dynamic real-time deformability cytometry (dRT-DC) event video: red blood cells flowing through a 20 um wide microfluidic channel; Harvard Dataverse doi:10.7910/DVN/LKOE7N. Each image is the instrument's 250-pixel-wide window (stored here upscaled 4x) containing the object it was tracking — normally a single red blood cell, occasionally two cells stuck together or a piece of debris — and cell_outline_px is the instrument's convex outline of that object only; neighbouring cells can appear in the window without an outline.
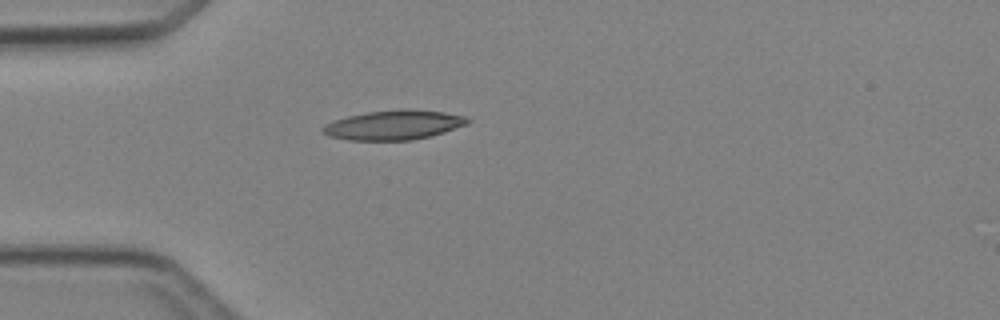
{"species": "Egyptian fruit bat (a non-hibernating species)", "species_latin": "Rousettus aegyptiacus", "temperature_condition": "cold", "stored_images_in_passage": 4, "camera_frame_rate_fps": 3000, "um_per_image_px": 0.085, "animal": {"sex": "female"}, "frame": {"image": 1, "passage_image": 4, "time_ms": 3.667, "image_size_px": [1000, 320], "cell_outline_px": [[472, 120], [468, 124], [432, 136], [412, 140], [348, 140], [328, 136], [320, 128], [324, 124], [332, 120], [348, 116], [368, 112], [408, 108], [444, 112], [464, 116]], "centroid_in_image_um": [33.47, 10.62], "position_along_channel_um": 51.5, "area_um2": 25.09}}